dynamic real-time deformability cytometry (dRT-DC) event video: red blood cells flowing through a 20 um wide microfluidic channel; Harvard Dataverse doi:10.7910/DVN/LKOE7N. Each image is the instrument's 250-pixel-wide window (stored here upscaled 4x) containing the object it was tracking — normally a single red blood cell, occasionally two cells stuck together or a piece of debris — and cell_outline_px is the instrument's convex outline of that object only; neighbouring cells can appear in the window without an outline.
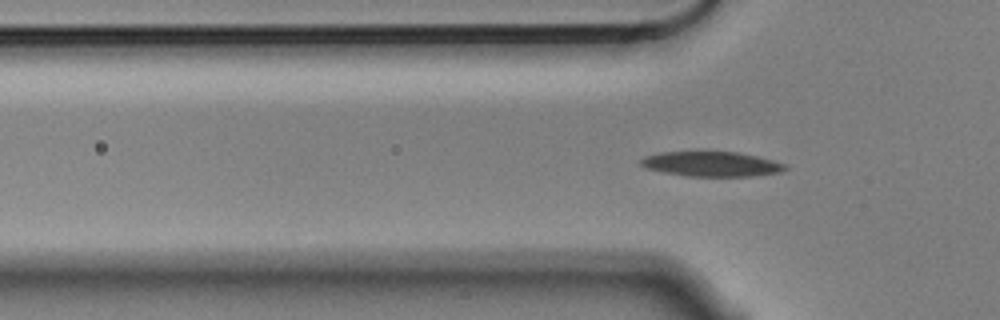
{"species": "Egyptian fruit bat (a non-hibernating species)", "species_latin": "Rousettus aegyptiacus", "temperature_condition": "cold", "stored_images_in_passage": 7, "camera_frame_rate_fps": 3000, "um_per_image_px": 0.085, "animal": {"sex": "male"}, "frame": {"image": 1, "passage_image": 4, "time_ms": 1.0, "image_size_px": [1000, 320], "cell_outline_px": [[788, 168], [780, 172], [748, 176], [688, 176], [664, 172], [644, 168], [640, 164], [640, 160], [644, 156], [660, 152], [736, 152], [756, 156], [772, 160], [784, 164]], "centroid_in_image_um": [60.42, 13.94], "position_along_channel_um": 65.4, "area_um2": 20.69}}
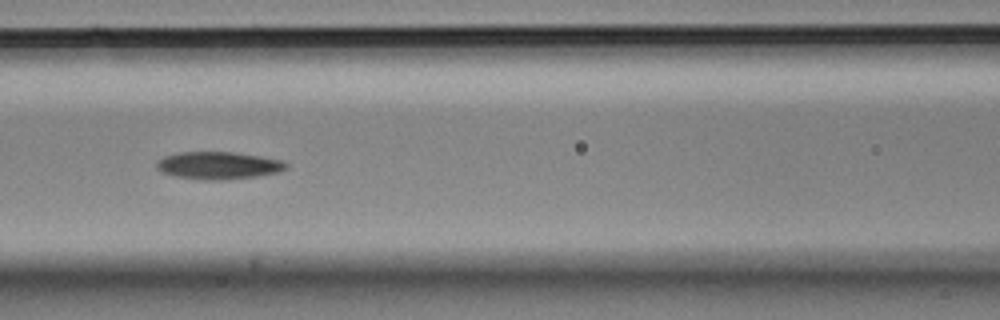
{"frame": {"image": 2, "passage_image": 6, "time_ms": 1.667, "image_size_px": [1000, 320], "cell_outline_px": [[288, 168], [280, 172], [256, 176], [224, 180], [200, 180], [176, 176], [160, 172], [156, 168], [156, 164], [164, 156], [180, 152], [232, 152], [260, 156], [280, 160], [288, 164]], "centroid_in_image_um": [18.56, 14.07], "position_along_channel_um": 148.0, "area_um2": 20.75}}
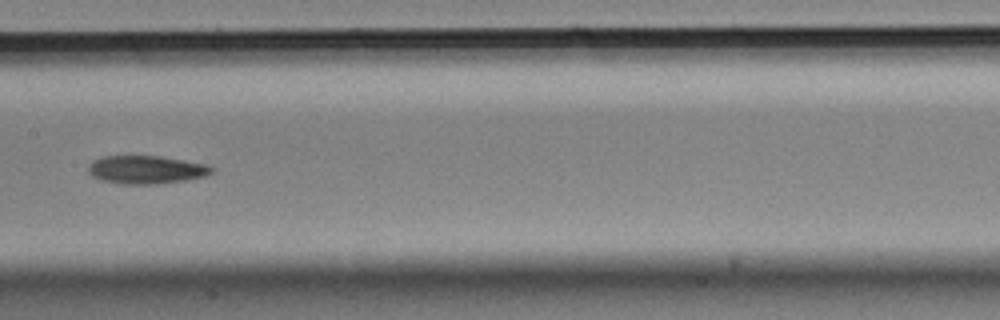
{"frame": {"image": 3, "passage_image": 7, "time_ms": 2.0, "image_size_px": [1000, 320], "cell_outline_px": [[216, 168], [212, 172], [204, 176], [188, 180], [156, 184], [120, 184], [104, 180], [92, 176], [88, 172], [88, 168], [96, 160], [104, 156], [160, 156], [184, 160], [204, 164]], "centroid_in_image_um": [12.47, 14.43], "position_along_channel_um": 194.9, "area_um2": 20.06}}